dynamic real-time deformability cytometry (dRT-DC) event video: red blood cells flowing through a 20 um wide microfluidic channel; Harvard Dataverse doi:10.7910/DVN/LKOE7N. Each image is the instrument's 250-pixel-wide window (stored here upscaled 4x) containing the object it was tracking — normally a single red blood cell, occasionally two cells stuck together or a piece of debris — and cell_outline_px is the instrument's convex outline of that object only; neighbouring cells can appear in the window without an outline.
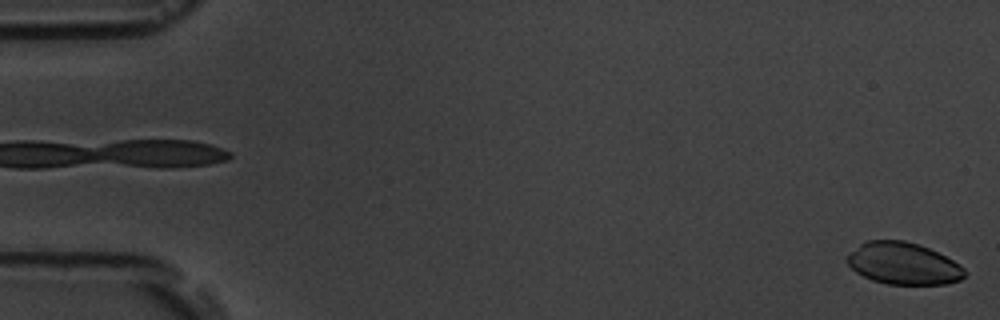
{"species": "common noctule bat (a hibernating species)", "species_latin": "Nyctalus noctula", "temperature_condition": "room temperature", "stored_images_in_passage": 6, "camera_frame_rate_fps": 3000, "um_per_image_px": 0.085, "animal": {"sex": "male", "body_mass_g": 19.5, "forearm_length_mm": 54.6}, "frame": {"image": 1, "passage_image": 6, "time_ms": 5.667, "image_size_px": [1000, 320], "cell_outline_px": [[964, 276], [960, 280], [944, 284], [888, 284], [872, 280], [856, 272], [844, 260], [848, 252], [860, 244], [868, 240], [904, 240], [928, 248], [960, 264], [964, 268]], "centroid_in_image_um": [76.73, 22.39], "position_along_channel_um": 8.3, "area_um2": 28.61}}